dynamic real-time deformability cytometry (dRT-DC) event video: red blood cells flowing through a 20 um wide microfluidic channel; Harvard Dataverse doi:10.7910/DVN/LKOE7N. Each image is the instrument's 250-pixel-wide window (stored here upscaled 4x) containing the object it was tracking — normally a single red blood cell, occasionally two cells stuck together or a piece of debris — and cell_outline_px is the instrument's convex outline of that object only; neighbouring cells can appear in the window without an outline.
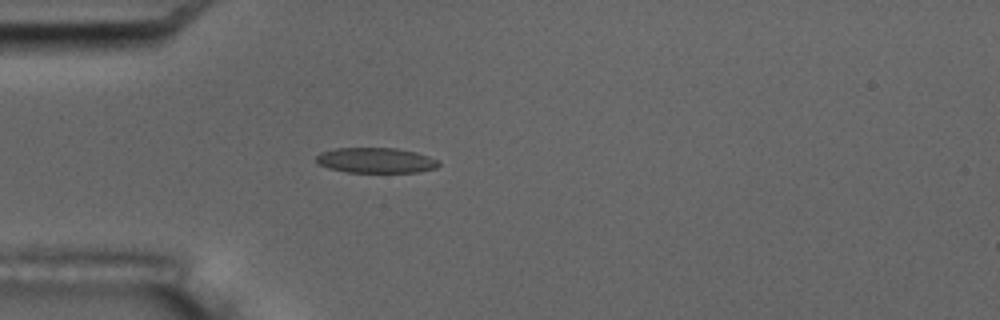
{"species": "common noctule bat (a hibernating species)", "species_latin": "Nyctalus noctula", "temperature_condition": "room temperature", "stored_images_in_passage": 5, "camera_frame_rate_fps": 3000, "um_per_image_px": 0.085, "animal": {"sex": "male", "body_mass_g": 17.5, "forearm_length_mm": 52.3}, "frame": {"image": 1, "passage_image": 5, "time_ms": 5.333, "image_size_px": [1000, 320], "cell_outline_px": [[440, 164], [436, 168], [420, 172], [348, 172], [328, 168], [320, 164], [316, 160], [316, 156], [320, 152], [336, 148], [396, 148], [416, 152], [440, 160]], "centroid_in_image_um": [31.98, 13.63], "position_along_channel_um": 53.0, "area_um2": 18.09}}